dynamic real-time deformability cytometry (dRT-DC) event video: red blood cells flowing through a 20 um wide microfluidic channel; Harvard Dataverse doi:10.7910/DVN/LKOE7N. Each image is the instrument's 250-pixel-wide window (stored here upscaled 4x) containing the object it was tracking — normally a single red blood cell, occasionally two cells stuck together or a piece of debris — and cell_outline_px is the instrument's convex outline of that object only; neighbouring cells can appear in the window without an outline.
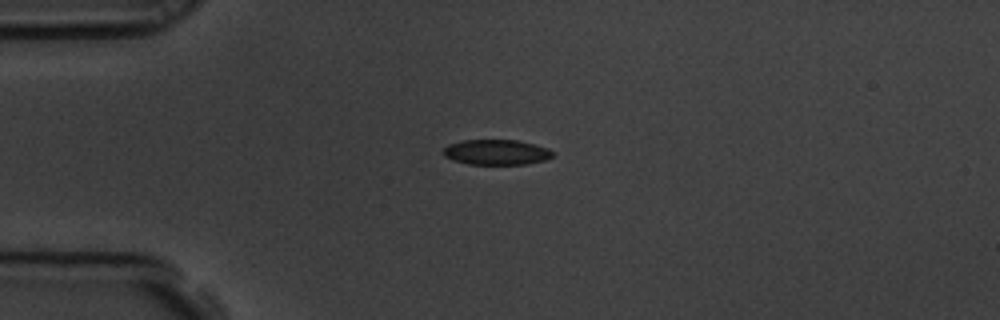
{"species": "common noctule bat (a hibernating species)", "species_latin": "Nyctalus noctula", "temperature_condition": "room temperature", "stored_images_in_passage": 6, "camera_frame_rate_fps": 3000, "um_per_image_px": 0.085, "animal": {"sex": "male", "body_mass_g": 19.5, "forearm_length_mm": 54.6}, "frame": {"image": 1, "passage_image": 5, "time_ms": 1.333, "image_size_px": [1000, 320], "cell_outline_px": [[552, 156], [544, 160], [524, 164], [468, 164], [452, 160], [444, 156], [444, 148], [448, 144], [464, 140], [516, 140], [536, 144], [548, 148], [552, 152]], "centroid_in_image_um": [42.17, 12.93], "position_along_channel_um": 42.8, "area_um2": 16.01}}